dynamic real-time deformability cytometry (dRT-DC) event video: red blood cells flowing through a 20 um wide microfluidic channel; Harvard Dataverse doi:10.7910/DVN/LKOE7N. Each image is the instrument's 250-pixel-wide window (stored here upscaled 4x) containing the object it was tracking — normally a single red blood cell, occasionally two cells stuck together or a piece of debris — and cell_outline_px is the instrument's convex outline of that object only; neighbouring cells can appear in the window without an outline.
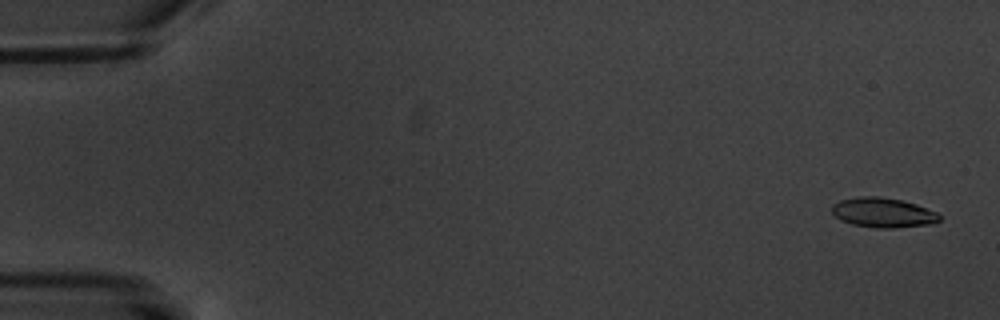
{"species": "common noctule bat (a hibernating species)", "species_latin": "Nyctalus noctula", "temperature_condition": "warm", "stored_images_in_passage": 10, "camera_frame_rate_fps": 3000, "um_per_image_px": 0.085, "animal": {"sex": "male", "body_mass_g": 20.1, "forearm_length_mm": 53.5}, "frame": {"image": 1, "passage_image": 1, "time_ms": 0.0, "image_size_px": [1000, 320], "cell_outline_px": [[940, 220], [932, 224], [892, 228], [876, 228], [852, 224], [840, 220], [832, 212], [832, 204], [840, 200], [860, 196], [880, 196], [900, 200], [916, 204], [936, 212], [940, 216]], "centroid_in_image_um": [75.04, 18.07], "position_along_channel_um": 10.0, "area_um2": 18.61}}
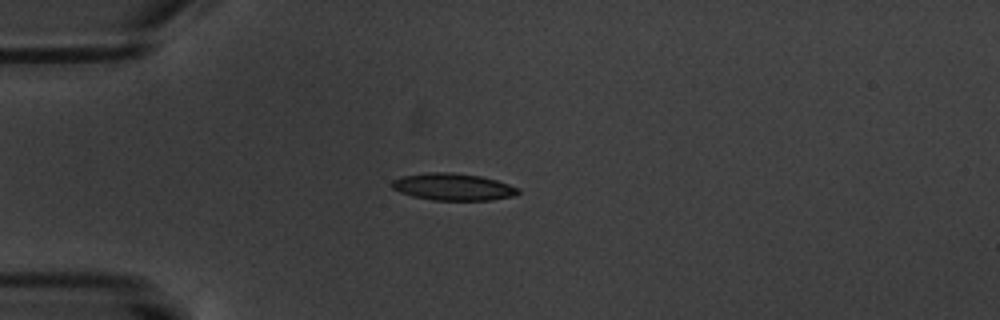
{"frame": {"image": 2, "passage_image": 5, "time_ms": 4.667, "image_size_px": [1000, 320], "cell_outline_px": [[520, 192], [516, 196], [492, 200], [432, 200], [412, 196], [400, 192], [392, 188], [392, 180], [400, 176], [428, 172], [448, 172], [480, 176], [496, 180], [520, 188]], "centroid_in_image_um": [38.52, 15.89], "position_along_channel_um": 46.5, "area_um2": 20.0}}